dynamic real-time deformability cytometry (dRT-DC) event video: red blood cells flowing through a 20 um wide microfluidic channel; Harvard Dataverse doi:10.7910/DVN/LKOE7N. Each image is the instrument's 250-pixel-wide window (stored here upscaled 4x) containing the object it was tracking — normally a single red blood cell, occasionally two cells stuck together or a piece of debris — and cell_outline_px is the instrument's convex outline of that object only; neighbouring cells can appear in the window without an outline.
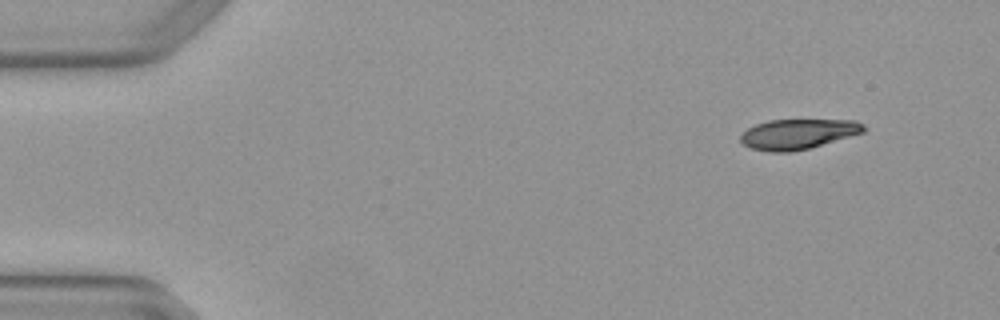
{"species": "Egyptian fruit bat (a non-hibernating species)", "species_latin": "Rousettus aegyptiacus", "temperature_condition": "warm", "stored_images_in_passage": 7, "camera_frame_rate_fps": 3000, "um_per_image_px": 0.085, "animal": {"sex": "female"}, "frame": {"image": 1, "passage_image": 1, "time_ms": 0.0, "image_size_px": [1000, 320], "cell_outline_px": [[868, 128], [864, 132], [808, 148], [788, 152], [768, 152], [752, 148], [744, 144], [740, 140], [740, 136], [748, 128], [756, 124], [768, 120], [856, 120], [864, 124]], "centroid_in_image_um": [67.84, 11.38], "position_along_channel_um": 17.2, "area_um2": 21.44}}
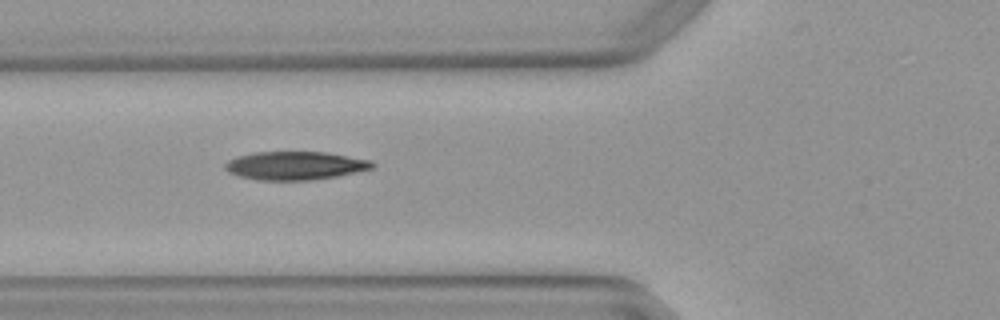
{"frame": {"image": 2, "passage_image": 5, "time_ms": 1.333, "image_size_px": [1000, 320], "cell_outline_px": [[376, 164], [372, 168], [336, 176], [312, 180], [260, 180], [240, 176], [228, 172], [224, 168], [224, 164], [228, 160], [236, 156], [252, 152], [328, 152], [372, 160]], "centroid_in_image_um": [25.07, 14.06], "position_along_channel_um": 100.7, "area_um2": 24.39}}
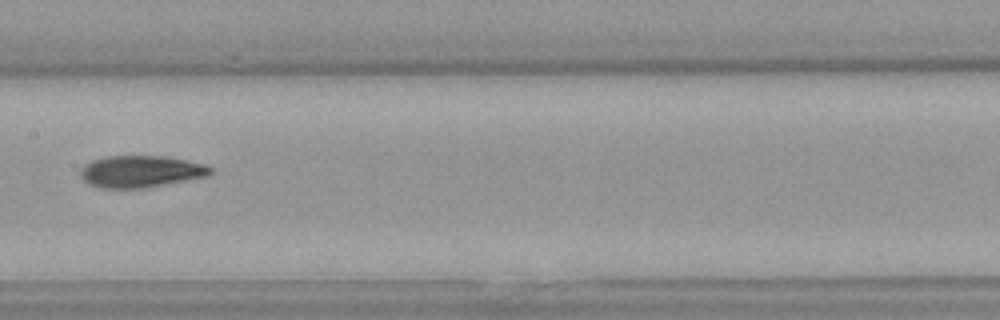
{"frame": {"image": 3, "passage_image": 7, "time_ms": 2.0, "image_size_px": [1000, 320], "cell_outline_px": [[212, 172], [208, 176], [148, 188], [100, 188], [88, 184], [80, 176], [80, 168], [84, 164], [92, 160], [104, 156], [164, 156], [188, 160], [204, 164], [212, 168]], "centroid_in_image_um": [11.95, 14.58], "position_along_channel_um": 195.5, "area_um2": 24.45}}